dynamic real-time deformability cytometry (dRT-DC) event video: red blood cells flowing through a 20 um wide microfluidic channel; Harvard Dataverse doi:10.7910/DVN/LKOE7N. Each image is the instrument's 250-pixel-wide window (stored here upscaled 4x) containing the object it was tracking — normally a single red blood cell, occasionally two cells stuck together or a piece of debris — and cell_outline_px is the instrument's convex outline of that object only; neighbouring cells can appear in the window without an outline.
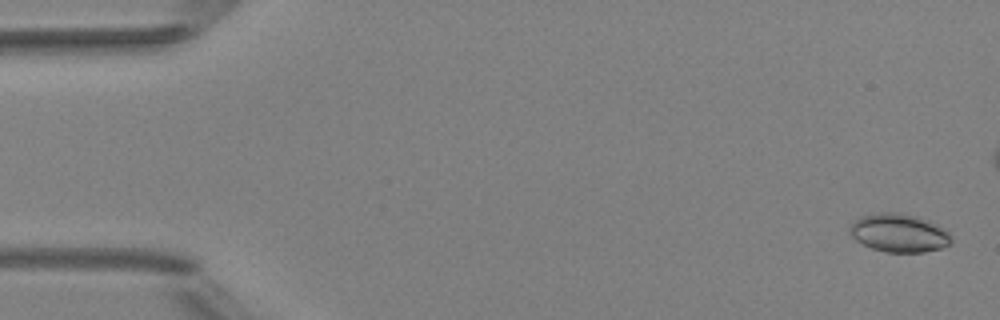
{"species": "Egyptian fruit bat (a non-hibernating species)", "species_latin": "Rousettus aegyptiacus", "temperature_condition": "room temperature", "stored_images_in_passage": 5, "camera_frame_rate_fps": 3000, "um_per_image_px": 0.085, "animal": {"sex": "female"}, "frame": {"image": 1, "passage_image": 1, "time_ms": 0.0, "image_size_px": [1000, 320], "cell_outline_px": [[952, 240], [948, 244], [940, 248], [924, 252], [884, 252], [872, 248], [856, 240], [848, 232], [848, 228], [860, 216], [880, 212], [900, 212], [916, 216], [936, 224], [944, 228], [952, 236]], "centroid_in_image_um": [76.4, 19.79], "position_along_channel_um": 8.6, "area_um2": 22.66}}